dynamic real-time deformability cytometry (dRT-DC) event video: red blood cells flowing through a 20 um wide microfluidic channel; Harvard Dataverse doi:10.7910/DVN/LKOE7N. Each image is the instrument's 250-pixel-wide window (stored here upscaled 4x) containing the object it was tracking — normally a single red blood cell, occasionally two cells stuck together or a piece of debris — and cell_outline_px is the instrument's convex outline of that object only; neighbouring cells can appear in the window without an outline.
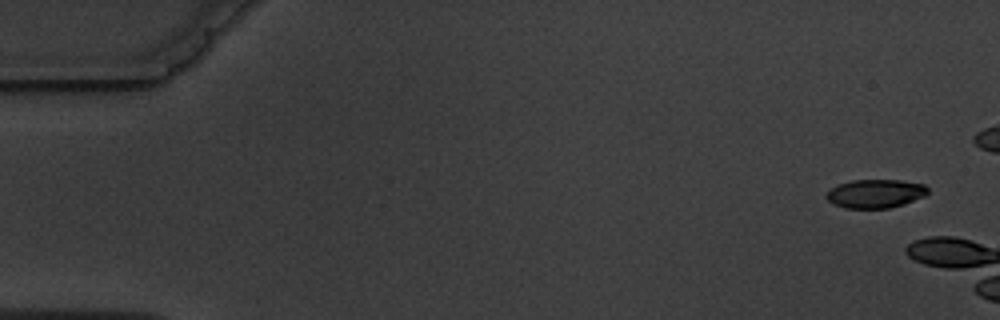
{"species": "common noctule bat (a hibernating species)", "species_latin": "Nyctalus noctula", "temperature_condition": "warm", "stored_images_in_passage": 7, "camera_frame_rate_fps": 3000, "um_per_image_px": 0.085, "animal": {"sex": "male", "body_mass_g": 19.5, "forearm_length_mm": 54.6}, "frame": {"image": 1, "passage_image": 1, "time_ms": 0.0, "image_size_px": [1000, 320], "cell_outline_px": [[928, 192], [924, 196], [904, 204], [888, 208], [844, 208], [832, 204], [824, 196], [836, 184], [852, 180], [900, 180], [924, 184], [928, 188]], "centroid_in_image_um": [74.38, 16.45], "position_along_channel_um": 10.6, "area_um2": 16.99}}